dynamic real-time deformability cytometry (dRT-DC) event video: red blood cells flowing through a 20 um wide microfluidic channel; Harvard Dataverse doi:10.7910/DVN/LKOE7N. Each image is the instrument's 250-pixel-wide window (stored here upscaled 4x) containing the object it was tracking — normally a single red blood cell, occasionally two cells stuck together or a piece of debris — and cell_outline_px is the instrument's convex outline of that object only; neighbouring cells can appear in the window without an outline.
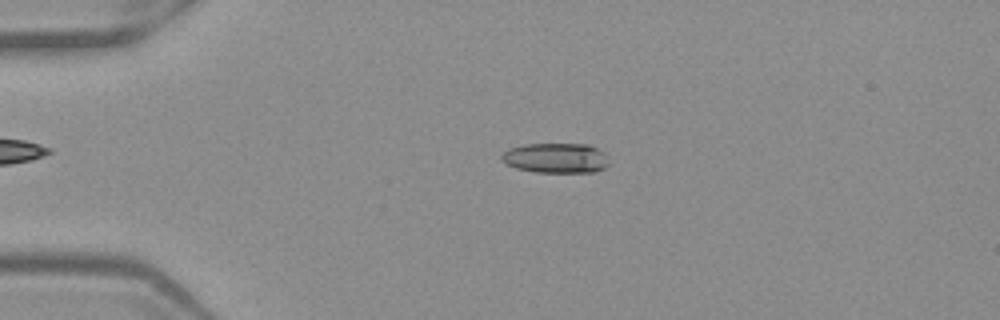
{"species": "Egyptian fruit bat (a non-hibernating species)", "species_latin": "Rousettus aegyptiacus", "temperature_condition": "warm", "stored_images_in_passage": 52, "camera_frame_rate_fps": 3000, "um_per_image_px": 0.085, "frame": {"image": 1, "passage_image": 12, "time_ms": 3.667, "image_size_px": [1000, 320], "cell_outline_px": [[608, 164], [604, 168], [596, 172], [536, 172], [516, 168], [504, 164], [500, 160], [500, 156], [508, 148], [524, 144], [588, 144], [608, 152]], "centroid_in_image_um": [47.26, 13.42], "position_along_channel_um": 37.7, "area_um2": 19.19}}
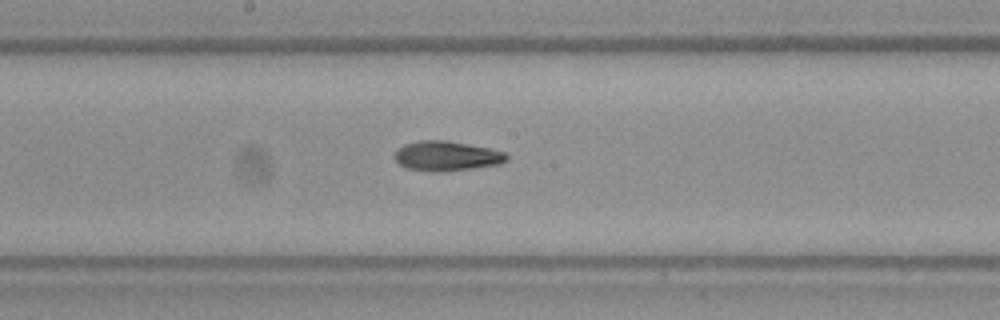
{"frame": {"image": 2, "passage_image": 28, "time_ms": 9.0, "image_size_px": [1000, 320], "cell_outline_px": [[508, 160], [500, 164], [444, 172], [432, 172], [408, 168], [400, 164], [392, 156], [404, 144], [420, 140], [448, 140], [492, 148], [508, 152]], "centroid_in_image_um": [38.02, 13.25], "position_along_channel_um": 210.2, "area_um2": 19.71}}
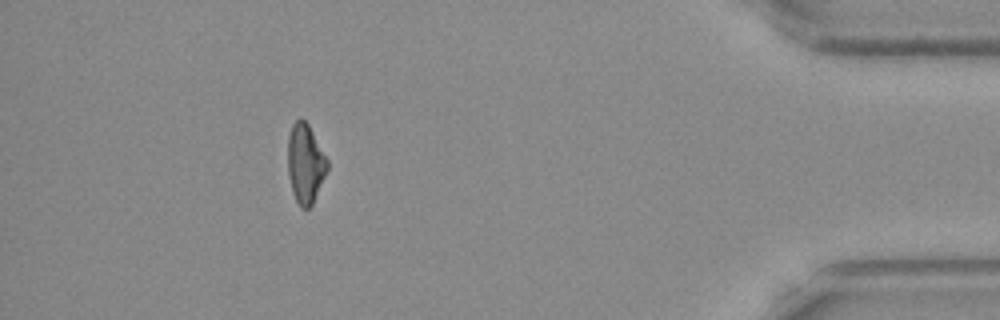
{"frame": {"image": 3, "passage_image": 47, "time_ms": 15.333, "image_size_px": [1000, 320], "cell_outline_px": [[328, 168], [312, 204], [308, 208], [300, 208], [292, 192], [288, 176], [288, 136], [292, 124], [300, 116], [308, 124], [328, 160]], "centroid_in_image_um": [25.93, 13.88], "position_along_channel_um": 409.3, "area_um2": 18.21}, "authors_computed_cell_mechanics": {"area_um2": 19.1896, "velocity_mm_per_s": 3.9504, "shape_relaxation_time_tau1_ms": 8.7191, "shape_relaxation_time_tau2_ms": 3.8046, "deformation_change_tau1": 0.2141, "deformation_change_tau2": 0.1294}}